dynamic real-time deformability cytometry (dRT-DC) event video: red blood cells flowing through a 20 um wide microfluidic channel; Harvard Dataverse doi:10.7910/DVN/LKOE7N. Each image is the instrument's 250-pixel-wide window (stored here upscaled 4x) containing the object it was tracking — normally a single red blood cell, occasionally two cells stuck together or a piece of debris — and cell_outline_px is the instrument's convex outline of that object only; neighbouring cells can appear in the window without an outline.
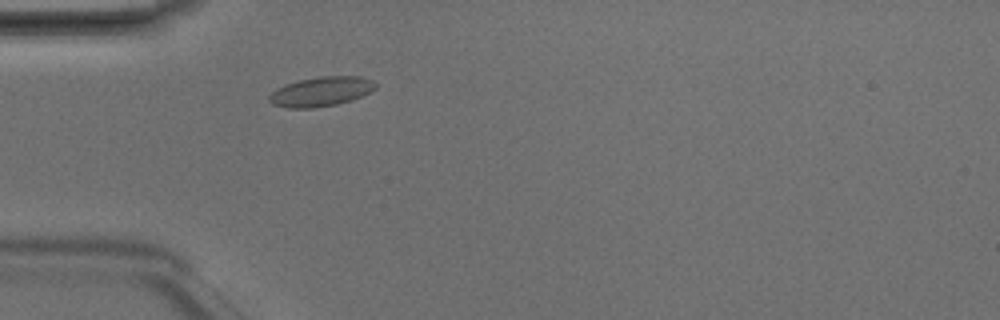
{"species": "Egyptian fruit bat (a non-hibernating species)", "species_latin": "Rousettus aegyptiacus", "temperature_condition": "room temperature", "stored_images_in_passage": 2, "camera_frame_rate_fps": 3000, "um_per_image_px": 0.085, "animal": {"sex": "male"}, "frame": {"image": 1, "passage_image": 2, "time_ms": 0.333, "image_size_px": [1000, 320], "cell_outline_px": [[376, 88], [352, 100], [336, 104], [312, 108], [288, 108], [272, 104], [268, 100], [268, 96], [276, 88], [300, 80], [320, 76], [360, 76], [372, 80], [376, 84]], "centroid_in_image_um": [27.27, 7.78], "position_along_channel_um": 57.7, "area_um2": 18.15}}